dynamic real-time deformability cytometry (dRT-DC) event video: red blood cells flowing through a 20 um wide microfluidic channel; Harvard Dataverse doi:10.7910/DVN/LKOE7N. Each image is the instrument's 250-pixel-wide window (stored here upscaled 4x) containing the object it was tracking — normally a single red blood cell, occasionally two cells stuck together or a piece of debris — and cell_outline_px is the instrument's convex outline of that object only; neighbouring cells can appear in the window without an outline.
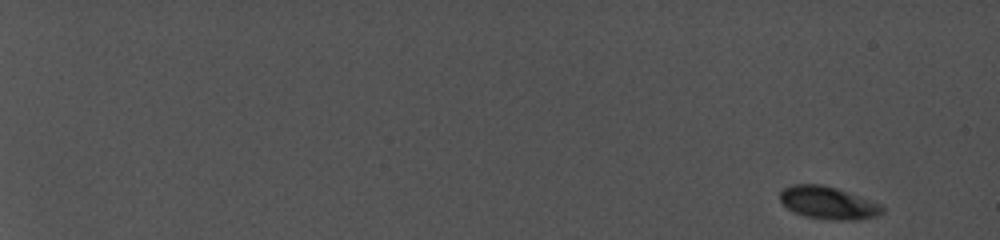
{"species": "common noctule bat (a hibernating species)", "species_latin": "Nyctalus noctula", "temperature_condition": "cold", "stored_images_in_passage": 28, "camera_frame_rate_fps": 5000, "um_per_image_px": 0.085, "animal": {"sex": "female", "body_mass_g": 19.0, "forearm_length_mm": 56.7}, "frame": {"image": 1, "passage_image": 1, "time_ms": 0.0, "image_size_px": [1000, 240], "cell_outline_px": [[884, 212], [880, 216], [856, 220], [832, 220], [804, 216], [788, 208], [780, 200], [780, 192], [784, 188], [792, 184], [820, 184], [836, 188], [880, 204], [884, 208]], "centroid_in_image_um": [70.41, 17.25], "position_along_channel_um": 14.6, "area_um2": 19.31}}
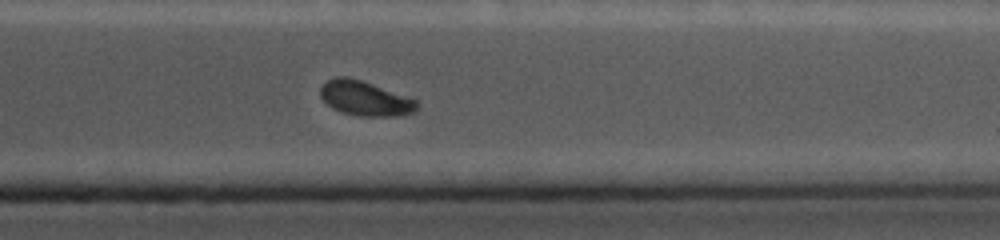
{"frame": {"image": 2, "passage_image": 25, "time_ms": 16.2, "image_size_px": [1000, 240], "cell_outline_px": [[420, 104], [416, 112], [396, 116], [360, 116], [340, 112], [332, 108], [320, 96], [320, 88], [328, 80], [336, 76], [348, 76], [412, 96]], "centroid_in_image_um": [31.1, 8.36], "position_along_channel_um": 380.3, "area_um2": 19.94}}
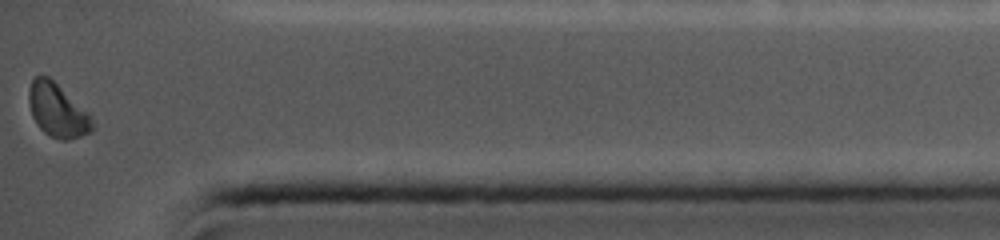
{"frame": {"image": 3, "passage_image": 28, "time_ms": 17.6, "image_size_px": [1000, 240], "cell_outline_px": [[92, 132], [80, 136], [64, 140], [60, 140], [44, 132], [36, 124], [32, 116], [28, 100], [28, 92], [32, 80], [36, 76], [48, 76], [88, 112], [92, 120]], "centroid_in_image_um": [4.86, 9.38], "position_along_channel_um": 430.3, "area_um2": 19.48}}